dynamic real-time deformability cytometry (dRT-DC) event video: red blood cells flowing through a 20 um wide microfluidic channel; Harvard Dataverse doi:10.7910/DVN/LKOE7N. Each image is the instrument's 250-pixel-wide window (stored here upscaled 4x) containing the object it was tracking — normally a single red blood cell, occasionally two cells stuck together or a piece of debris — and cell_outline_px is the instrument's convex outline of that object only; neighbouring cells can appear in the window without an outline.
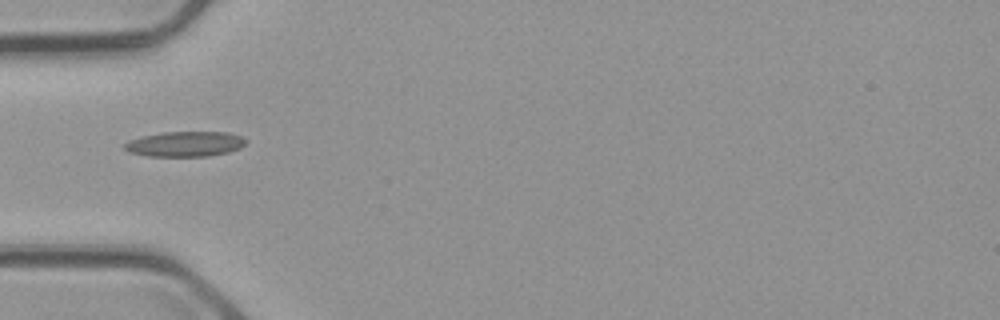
{"species": "common noctule bat (a hibernating species)", "species_latin": "Nyctalus noctula", "temperature_condition": "cold", "stored_images_in_passage": 39, "camera_frame_rate_fps": 3000, "um_per_image_px": 0.085, "animal": {"sex": "male", "body_mass_g": 23.1, "forearm_length_mm": 52.7}, "frame": {"image": 1, "passage_image": 1, "time_ms": 0.0, "image_size_px": [1000, 320], "cell_outline_px": [[248, 140], [240, 148], [228, 152], [208, 156], [148, 156], [128, 152], [124, 148], [124, 144], [128, 140], [144, 136], [164, 132], [228, 132], [240, 136]], "centroid_in_image_um": [15.73, 12.24], "position_along_channel_um": 69.3, "area_um2": 17.74}}
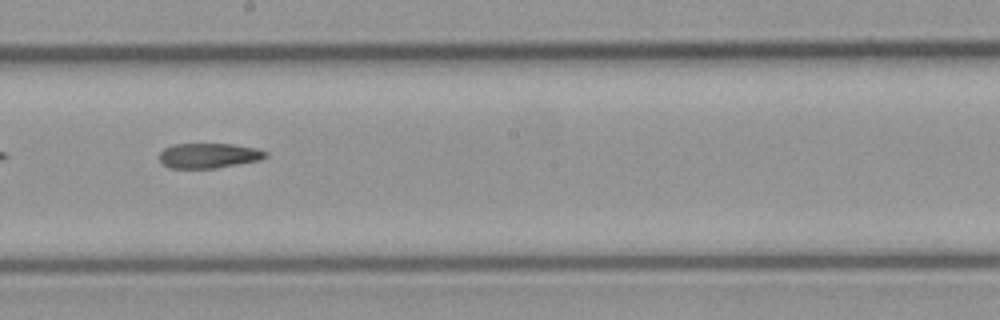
{"frame": {"image": 2, "passage_image": 14, "time_ms": 4.333, "image_size_px": [1000, 320], "cell_outline_px": [[268, 156], [260, 160], [216, 168], [172, 168], [164, 164], [160, 160], [160, 152], [164, 148], [172, 144], [232, 144], [256, 148], [268, 152]], "centroid_in_image_um": [17.77, 13.22], "position_along_channel_um": 230.4, "area_um2": 15.43}}
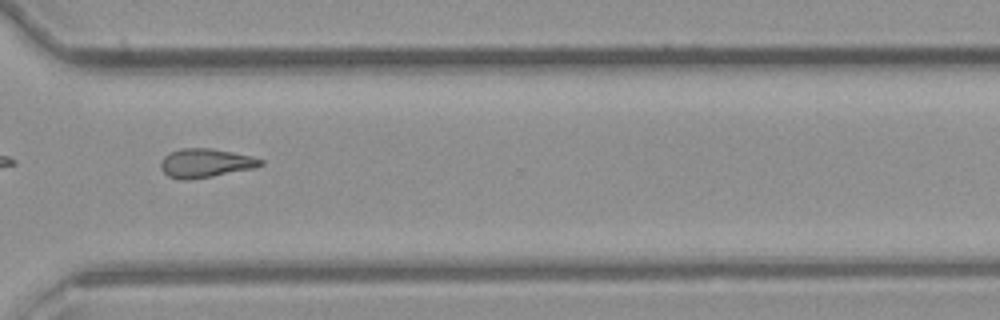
{"frame": {"image": 3, "passage_image": 24, "time_ms": 7.667, "image_size_px": [1000, 320], "cell_outline_px": [[264, 164], [256, 168], [212, 176], [188, 180], [180, 180], [168, 176], [160, 168], [160, 160], [164, 156], [180, 148], [212, 148], [252, 156], [264, 160]], "centroid_in_image_um": [17.47, 13.86], "position_along_channel_um": 353.1, "area_um2": 16.94}, "authors_computed_cell_mechanics": {"area_um2": 16.3574, "velocity_mm_per_s": 3.6874, "shape_relaxation_time_tau1_ms": null, "shape_relaxation_time_tau2_ms": 8.2242, "deformation_change_tau1": null, "deformation_change_tau2": 0.1861}}